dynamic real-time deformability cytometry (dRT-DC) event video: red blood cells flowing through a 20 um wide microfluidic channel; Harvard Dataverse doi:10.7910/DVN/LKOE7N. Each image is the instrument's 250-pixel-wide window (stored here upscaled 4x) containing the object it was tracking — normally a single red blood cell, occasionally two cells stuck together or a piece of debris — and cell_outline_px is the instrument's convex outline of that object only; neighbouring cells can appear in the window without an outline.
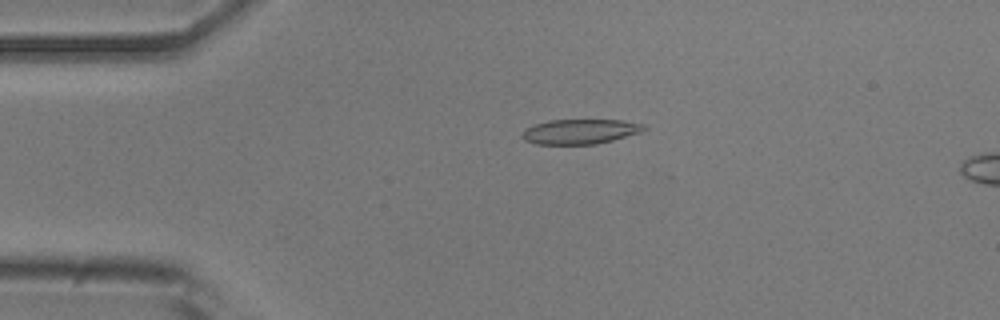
{"species": "common noctule bat (a hibernating species)", "species_latin": "Nyctalus noctula", "temperature_condition": "room temperature", "stored_images_in_passage": 15, "camera_frame_rate_fps": 3000, "um_per_image_px": 0.085, "animal": {"sex": "male", "body_mass_g": 20.5, "forearm_length_mm": 52.5}, "frame": {"image": 1, "passage_image": 11, "time_ms": 3.333, "image_size_px": [1000, 320], "cell_outline_px": [[648, 128], [640, 132], [612, 140], [596, 144], [536, 144], [524, 140], [524, 128], [532, 124], [548, 120], [620, 120], [644, 124]], "centroid_in_image_um": [49.29, 11.17], "position_along_channel_um": 35.7, "area_um2": 17.57}}